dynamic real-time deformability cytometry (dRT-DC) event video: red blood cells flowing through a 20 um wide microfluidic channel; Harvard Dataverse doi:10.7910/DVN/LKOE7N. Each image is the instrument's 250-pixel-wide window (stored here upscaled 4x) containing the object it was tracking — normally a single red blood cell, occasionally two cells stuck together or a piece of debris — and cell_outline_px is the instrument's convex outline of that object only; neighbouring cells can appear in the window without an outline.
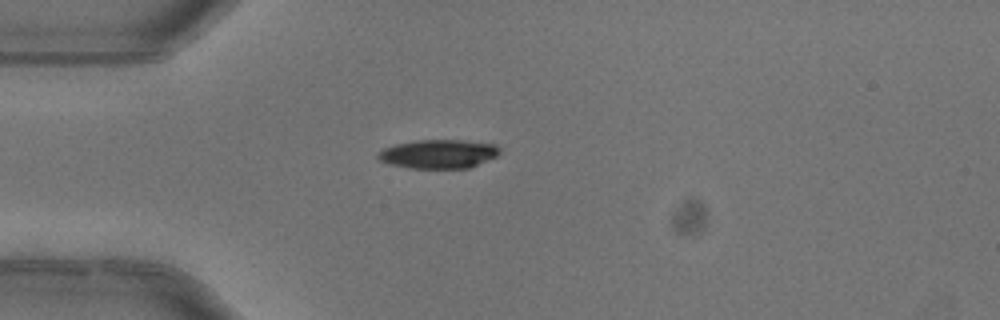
{"species": "common noctule bat (a hibernating species)", "species_latin": "Nyctalus noctula", "temperature_condition": "warm", "stored_images_in_passage": 1, "camera_frame_rate_fps": 3000, "um_per_image_px": 0.085, "animal": {"sex": "female"}, "frame": {"image": 1, "passage_image": 1, "time_ms": 0.0, "image_size_px": [1000, 320], "cell_outline_px": [[500, 152], [496, 156], [468, 168], [408, 168], [388, 164], [380, 160], [376, 156], [384, 148], [396, 144], [412, 140], [460, 140], [496, 144], [500, 148]], "centroid_in_image_um": [37.25, 13.08], "position_along_channel_um": 47.7, "area_um2": 20.4}}